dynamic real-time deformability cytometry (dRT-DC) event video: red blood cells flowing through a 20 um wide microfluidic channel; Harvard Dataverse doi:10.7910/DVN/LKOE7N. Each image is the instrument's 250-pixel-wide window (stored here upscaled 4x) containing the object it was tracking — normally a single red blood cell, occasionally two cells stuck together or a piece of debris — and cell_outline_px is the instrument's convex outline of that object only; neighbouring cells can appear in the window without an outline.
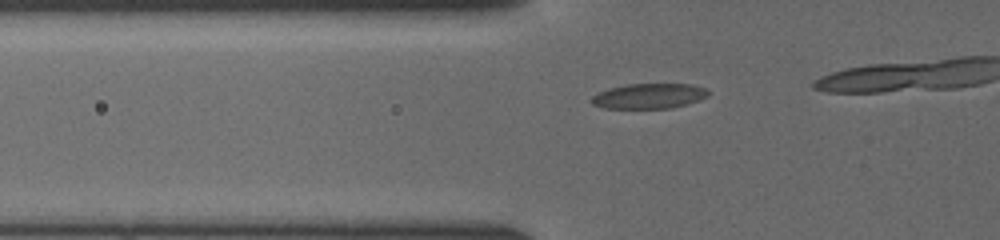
{"species": "common noctule bat (a hibernating species)", "species_latin": "Nyctalus noctula", "temperature_condition": "cold", "stored_images_in_passage": 20, "camera_frame_rate_fps": 3000, "um_per_image_px": 0.085, "animal": {"sex": "female", "body_mass_g": 19.5, "forearm_length_mm": 54.1}, "frame": {"image": 1, "passage_image": 15, "time_ms": 4.667, "image_size_px": [1000, 240], "cell_outline_px": [[708, 96], [700, 100], [672, 108], [604, 108], [592, 104], [588, 100], [596, 92], [608, 88], [628, 84], [692, 84], [704, 88], [708, 92]], "centroid_in_image_um": [55.11, 8.16], "position_along_channel_um": 70.7, "area_um2": 17.22}}